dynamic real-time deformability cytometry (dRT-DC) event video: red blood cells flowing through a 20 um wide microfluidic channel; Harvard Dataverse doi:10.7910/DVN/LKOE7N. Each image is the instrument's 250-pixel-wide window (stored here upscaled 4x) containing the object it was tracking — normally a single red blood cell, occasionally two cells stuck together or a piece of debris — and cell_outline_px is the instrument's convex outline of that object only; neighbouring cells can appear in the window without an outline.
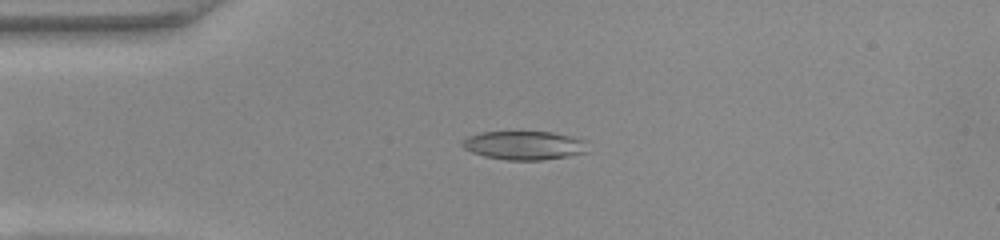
{"species": "common noctule bat (a hibernating species)", "species_latin": "Nyctalus noctula", "temperature_condition": "warm", "stored_images_in_passage": 42, "camera_frame_rate_fps": 3000, "um_per_image_px": 0.085, "animal": {"sex": "female", "body_mass_g": 22.0, "forearm_length_mm": 56.7}, "frame": {"image": 1, "passage_image": 4, "time_ms": 1.0, "image_size_px": [1000, 240], "cell_outline_px": [[588, 152], [568, 156], [544, 160], [508, 160], [484, 156], [472, 152], [464, 148], [460, 144], [468, 136], [480, 132], [552, 132], [572, 136], [588, 140]], "centroid_in_image_um": [44.61, 12.35], "position_along_channel_um": 40.4, "area_um2": 21.21}}
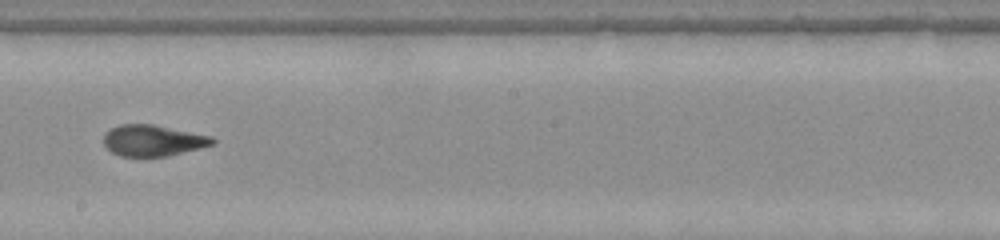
{"frame": {"image": 2, "passage_image": 20, "time_ms": 6.333, "image_size_px": [1000, 240], "cell_outline_px": [[216, 144], [168, 156], [120, 156], [112, 152], [104, 144], [104, 132], [120, 124], [152, 124], [212, 136], [216, 140]], "centroid_in_image_um": [13.02, 11.94], "position_along_channel_um": 235.2, "area_um2": 19.77}}
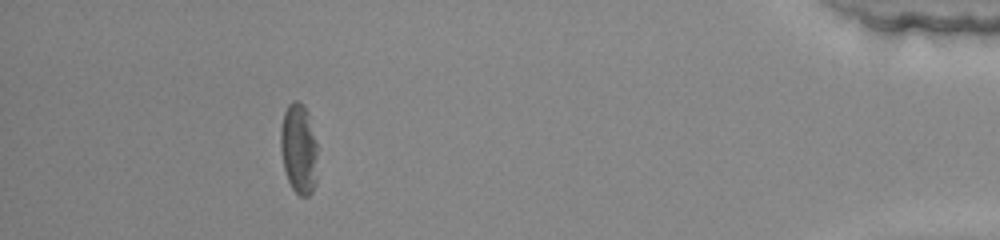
{"frame": {"image": 3, "passage_image": 37, "time_ms": 12.0, "image_size_px": [1000, 240], "cell_outline_px": [[316, 184], [312, 192], [308, 196], [300, 196], [292, 188], [288, 180], [284, 168], [280, 148], [280, 128], [284, 112], [288, 104], [292, 100], [300, 100], [304, 104], [308, 112], [316, 144]], "centroid_in_image_um": [25.38, 12.61], "position_along_channel_um": 409.8, "area_um2": 19.59}, "authors_computed_cell_mechanics": {"area_um2": 20.0855, "velocity_mm_per_s": 4.1244, "shape_relaxation_time_tau1_ms": 8.2425, "shape_relaxation_time_tau2_ms": 1.9038, "deformation_change_tau1": 0.2575, "deformation_change_tau2": 0.0908}}